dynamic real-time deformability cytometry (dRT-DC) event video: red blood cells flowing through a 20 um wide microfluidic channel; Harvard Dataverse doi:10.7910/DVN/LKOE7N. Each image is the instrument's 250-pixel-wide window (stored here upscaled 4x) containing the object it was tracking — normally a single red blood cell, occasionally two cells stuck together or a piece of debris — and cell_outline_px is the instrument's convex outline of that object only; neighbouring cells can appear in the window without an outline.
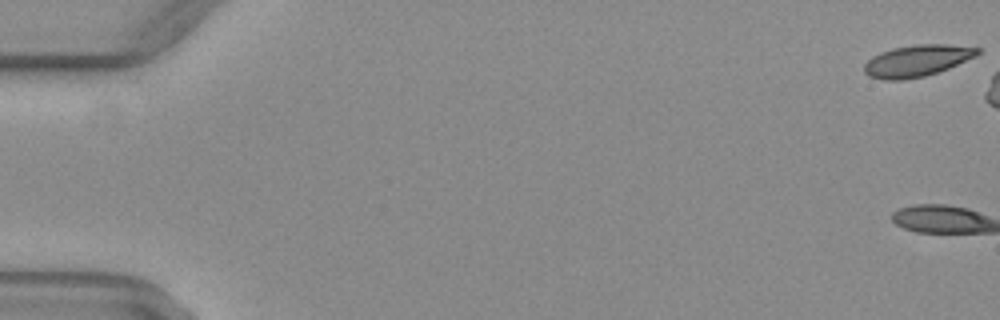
{"species": "common noctule bat (a hibernating species)", "species_latin": "Nyctalus noctula", "temperature_condition": "warm", "stored_images_in_passage": 3, "camera_frame_rate_fps": 3000, "um_per_image_px": 0.085, "animal": {"sex": "female", "body_mass_g": 29.2, "forearm_length_mm": 56.3}, "frame": {"image": 1, "passage_image": 1, "time_ms": 0.0, "image_size_px": [1000, 320], "cell_outline_px": [[980, 52], [976, 56], [948, 68], [924, 76], [900, 80], [884, 80], [868, 76], [864, 72], [864, 64], [872, 56], [880, 52], [892, 48], [916, 44], [948, 44], [980, 48]], "centroid_in_image_um": [77.92, 5.15], "position_along_channel_um": 7.1, "area_um2": 20.81}}